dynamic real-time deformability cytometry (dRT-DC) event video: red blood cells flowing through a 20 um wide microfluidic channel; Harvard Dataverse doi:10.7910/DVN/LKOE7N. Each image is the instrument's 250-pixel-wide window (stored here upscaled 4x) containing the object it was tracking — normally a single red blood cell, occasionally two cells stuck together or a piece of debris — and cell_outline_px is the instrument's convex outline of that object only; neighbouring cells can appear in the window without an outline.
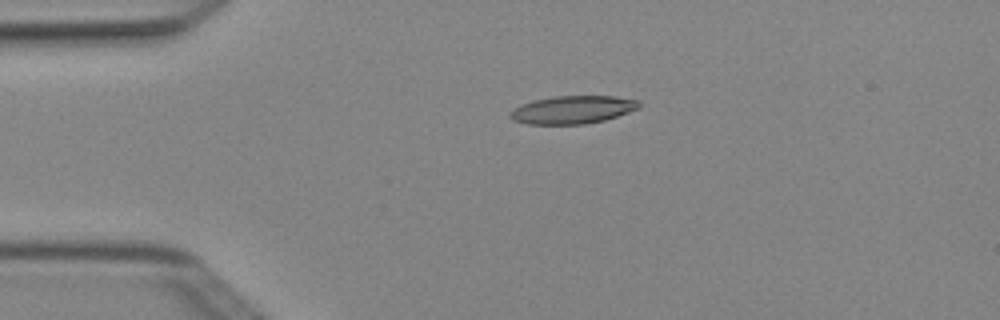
{"species": "Egyptian fruit bat (a non-hibernating species)", "species_latin": "Rousettus aegyptiacus", "temperature_condition": "cold", "stored_images_in_passage": 4, "camera_frame_rate_fps": 3000, "um_per_image_px": 0.085, "animal": {"sex": "female"}, "frame": {"image": 1, "passage_image": 3, "time_ms": 0.667, "image_size_px": [1000, 320], "cell_outline_px": [[640, 108], [604, 120], [584, 124], [528, 124], [512, 120], [508, 116], [512, 108], [520, 104], [536, 100], [556, 96], [616, 96], [640, 100]], "centroid_in_image_um": [48.66, 9.32], "position_along_channel_um": 36.3, "area_um2": 21.04}}